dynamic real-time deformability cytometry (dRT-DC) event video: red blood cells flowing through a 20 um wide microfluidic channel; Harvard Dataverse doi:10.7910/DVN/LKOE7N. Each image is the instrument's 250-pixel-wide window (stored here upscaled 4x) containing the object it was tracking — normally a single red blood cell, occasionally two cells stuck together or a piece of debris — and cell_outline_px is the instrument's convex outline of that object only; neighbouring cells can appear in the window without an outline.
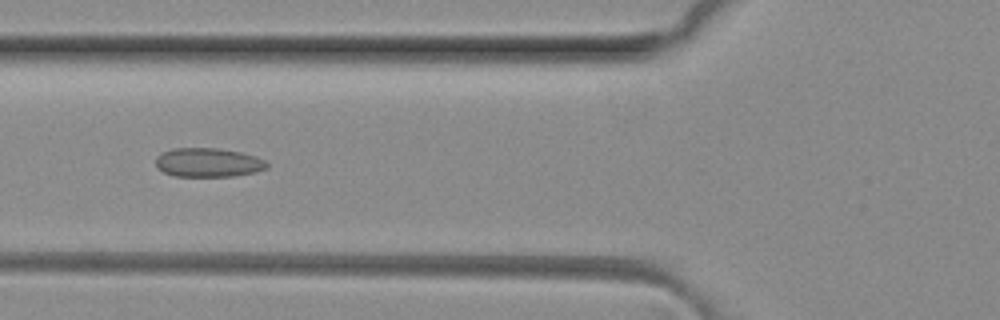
{"species": "common noctule bat (a hibernating species)", "species_latin": "Nyctalus noctula", "temperature_condition": "room temperature", "stored_images_in_passage": 6, "camera_frame_rate_fps": 3000, "um_per_image_px": 0.085, "animal": {"sex": "female", "body_mass_g": 29.2, "forearm_length_mm": 56.3}, "frame": {"image": 1, "passage_image": 5, "time_ms": 1.333, "image_size_px": [1000, 320], "cell_outline_px": [[268, 168], [256, 172], [236, 176], [176, 176], [164, 172], [156, 168], [156, 156], [160, 152], [172, 148], [216, 148], [240, 152], [256, 156], [264, 160], [268, 164]], "centroid_in_image_um": [17.68, 13.81], "position_along_channel_um": 108.1, "area_um2": 18.96}}
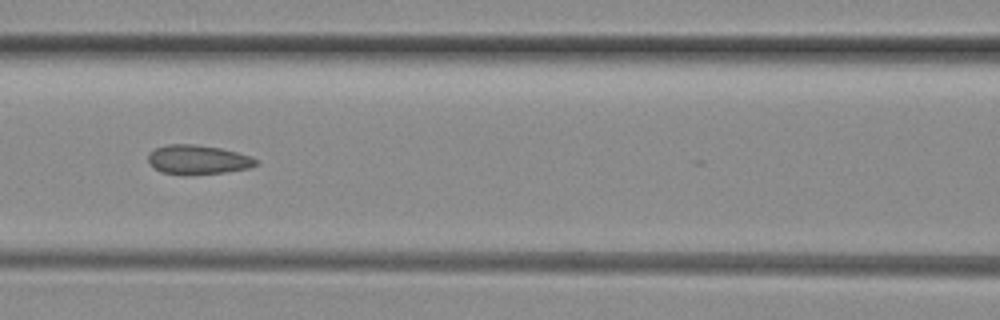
{"frame": {"image": 2, "passage_image": 6, "time_ms": 1.667, "image_size_px": [1000, 320], "cell_outline_px": [[260, 164], [248, 168], [224, 172], [160, 172], [152, 168], [148, 164], [148, 152], [156, 148], [168, 144], [192, 144], [220, 148], [236, 152], [248, 156], [256, 160]], "centroid_in_image_um": [16.77, 13.53], "position_along_channel_um": 149.8, "area_um2": 17.69}}